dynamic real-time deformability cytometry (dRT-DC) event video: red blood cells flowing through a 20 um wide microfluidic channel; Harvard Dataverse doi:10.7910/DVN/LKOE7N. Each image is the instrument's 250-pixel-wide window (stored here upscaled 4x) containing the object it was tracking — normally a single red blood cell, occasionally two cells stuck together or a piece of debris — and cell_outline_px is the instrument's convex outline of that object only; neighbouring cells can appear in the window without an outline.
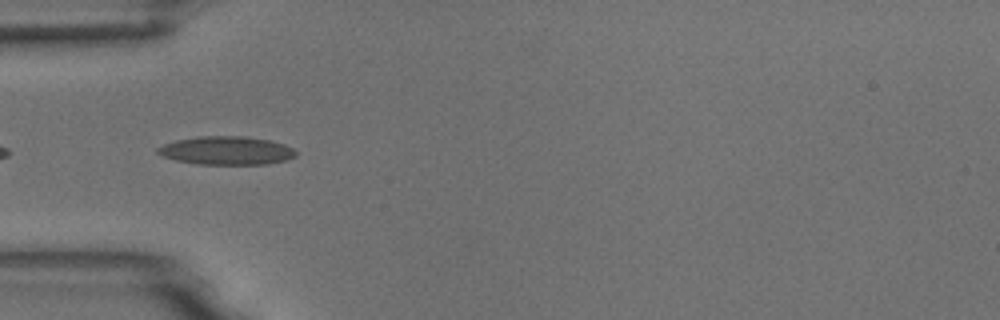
{"species": "common noctule bat (a hibernating species)", "species_latin": "Nyctalus noctula", "temperature_condition": "room temperature", "stored_images_in_passage": 5, "camera_frame_rate_fps": 3000, "um_per_image_px": 0.085, "animal": {"sex": "male", "body_mass_g": 18.8}, "frame": {"image": 1, "passage_image": 3, "time_ms": 0.667, "image_size_px": [1000, 320], "cell_outline_px": [[296, 156], [284, 160], [268, 164], [196, 164], [176, 160], [164, 156], [156, 152], [156, 148], [164, 144], [176, 140], [200, 136], [244, 136], [272, 140], [284, 144], [292, 148], [296, 152]], "centroid_in_image_um": [19.25, 12.79], "position_along_channel_um": 65.7, "area_um2": 22.83}}